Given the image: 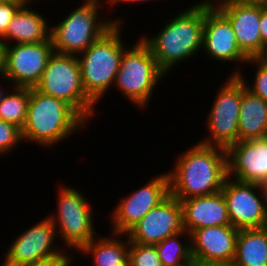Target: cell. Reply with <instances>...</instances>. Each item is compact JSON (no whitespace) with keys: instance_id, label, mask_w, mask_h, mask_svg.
Returning <instances> with one entry per match:
<instances>
[{"instance_id":"1","label":"cell","mask_w":267,"mask_h":266,"mask_svg":"<svg viewBox=\"0 0 267 266\" xmlns=\"http://www.w3.org/2000/svg\"><path fill=\"white\" fill-rule=\"evenodd\" d=\"M177 158L174 169L167 171L170 194L176 199L207 196L222 190L227 178L225 148L197 142Z\"/></svg>"},{"instance_id":"2","label":"cell","mask_w":267,"mask_h":266,"mask_svg":"<svg viewBox=\"0 0 267 266\" xmlns=\"http://www.w3.org/2000/svg\"><path fill=\"white\" fill-rule=\"evenodd\" d=\"M187 8L166 21L158 34L140 37L166 75L202 50L205 5L193 4Z\"/></svg>"},{"instance_id":"3","label":"cell","mask_w":267,"mask_h":266,"mask_svg":"<svg viewBox=\"0 0 267 266\" xmlns=\"http://www.w3.org/2000/svg\"><path fill=\"white\" fill-rule=\"evenodd\" d=\"M87 122L67 103L30 88L27 118L21 130L22 140L46 149L87 127ZM61 141V142H60Z\"/></svg>"},{"instance_id":"4","label":"cell","mask_w":267,"mask_h":266,"mask_svg":"<svg viewBox=\"0 0 267 266\" xmlns=\"http://www.w3.org/2000/svg\"><path fill=\"white\" fill-rule=\"evenodd\" d=\"M121 25L114 24L77 55L85 93L95 104L114 86L122 55L130 47L122 39Z\"/></svg>"},{"instance_id":"5","label":"cell","mask_w":267,"mask_h":266,"mask_svg":"<svg viewBox=\"0 0 267 266\" xmlns=\"http://www.w3.org/2000/svg\"><path fill=\"white\" fill-rule=\"evenodd\" d=\"M104 4L102 0H85L77 8L74 7L65 19L62 18L61 22L51 27L50 39L54 52L78 55L114 24H124L123 18L100 17V9L106 8Z\"/></svg>"},{"instance_id":"6","label":"cell","mask_w":267,"mask_h":266,"mask_svg":"<svg viewBox=\"0 0 267 266\" xmlns=\"http://www.w3.org/2000/svg\"><path fill=\"white\" fill-rule=\"evenodd\" d=\"M138 39L124 51L113 87H117L116 90L136 108L144 110L166 74L158 66L150 48Z\"/></svg>"},{"instance_id":"7","label":"cell","mask_w":267,"mask_h":266,"mask_svg":"<svg viewBox=\"0 0 267 266\" xmlns=\"http://www.w3.org/2000/svg\"><path fill=\"white\" fill-rule=\"evenodd\" d=\"M35 88L70 105L88 124L97 116L96 104L83 87L77 55L54 52Z\"/></svg>"},{"instance_id":"8","label":"cell","mask_w":267,"mask_h":266,"mask_svg":"<svg viewBox=\"0 0 267 266\" xmlns=\"http://www.w3.org/2000/svg\"><path fill=\"white\" fill-rule=\"evenodd\" d=\"M58 186L57 211L48 214L54 224L58 242L61 240L64 248L78 251L83 245L98 236L93 227L94 212L88 198L72 186ZM93 224V225H92Z\"/></svg>"},{"instance_id":"9","label":"cell","mask_w":267,"mask_h":266,"mask_svg":"<svg viewBox=\"0 0 267 266\" xmlns=\"http://www.w3.org/2000/svg\"><path fill=\"white\" fill-rule=\"evenodd\" d=\"M45 217L15 236L6 250L1 266L61 263L73 256L72 252L69 254L63 249V245L56 244L55 240L59 239L56 228L51 220Z\"/></svg>"},{"instance_id":"10","label":"cell","mask_w":267,"mask_h":266,"mask_svg":"<svg viewBox=\"0 0 267 266\" xmlns=\"http://www.w3.org/2000/svg\"><path fill=\"white\" fill-rule=\"evenodd\" d=\"M217 90L212 107L206 116L208 137L200 143L227 149L238 142V121L242 95V80L229 76Z\"/></svg>"},{"instance_id":"11","label":"cell","mask_w":267,"mask_h":266,"mask_svg":"<svg viewBox=\"0 0 267 266\" xmlns=\"http://www.w3.org/2000/svg\"><path fill=\"white\" fill-rule=\"evenodd\" d=\"M53 53L51 39L4 45V78L12 87H35Z\"/></svg>"},{"instance_id":"12","label":"cell","mask_w":267,"mask_h":266,"mask_svg":"<svg viewBox=\"0 0 267 266\" xmlns=\"http://www.w3.org/2000/svg\"><path fill=\"white\" fill-rule=\"evenodd\" d=\"M170 195L167 171L154 176L143 186L120 198V202L110 212L111 231L126 234L151 209Z\"/></svg>"},{"instance_id":"13","label":"cell","mask_w":267,"mask_h":266,"mask_svg":"<svg viewBox=\"0 0 267 266\" xmlns=\"http://www.w3.org/2000/svg\"><path fill=\"white\" fill-rule=\"evenodd\" d=\"M221 191L233 227H267V204L261 185L239 182L227 177Z\"/></svg>"},{"instance_id":"14","label":"cell","mask_w":267,"mask_h":266,"mask_svg":"<svg viewBox=\"0 0 267 266\" xmlns=\"http://www.w3.org/2000/svg\"><path fill=\"white\" fill-rule=\"evenodd\" d=\"M185 231L180 201L171 194L149 211L126 235L132 243L156 245Z\"/></svg>"},{"instance_id":"15","label":"cell","mask_w":267,"mask_h":266,"mask_svg":"<svg viewBox=\"0 0 267 266\" xmlns=\"http://www.w3.org/2000/svg\"><path fill=\"white\" fill-rule=\"evenodd\" d=\"M239 229L233 226L199 228L190 233L191 255L197 266L233 263Z\"/></svg>"},{"instance_id":"16","label":"cell","mask_w":267,"mask_h":266,"mask_svg":"<svg viewBox=\"0 0 267 266\" xmlns=\"http://www.w3.org/2000/svg\"><path fill=\"white\" fill-rule=\"evenodd\" d=\"M214 6L229 20L239 49L248 58H257L265 47L259 29L261 4L224 0Z\"/></svg>"},{"instance_id":"17","label":"cell","mask_w":267,"mask_h":266,"mask_svg":"<svg viewBox=\"0 0 267 266\" xmlns=\"http://www.w3.org/2000/svg\"><path fill=\"white\" fill-rule=\"evenodd\" d=\"M202 52L223 63L244 65L249 59L239 49L229 20L215 6L205 5Z\"/></svg>"},{"instance_id":"18","label":"cell","mask_w":267,"mask_h":266,"mask_svg":"<svg viewBox=\"0 0 267 266\" xmlns=\"http://www.w3.org/2000/svg\"><path fill=\"white\" fill-rule=\"evenodd\" d=\"M226 154L227 177L258 185L267 181V137L238 141Z\"/></svg>"},{"instance_id":"19","label":"cell","mask_w":267,"mask_h":266,"mask_svg":"<svg viewBox=\"0 0 267 266\" xmlns=\"http://www.w3.org/2000/svg\"><path fill=\"white\" fill-rule=\"evenodd\" d=\"M183 224L189 234L199 228L232 226L222 191L180 201Z\"/></svg>"},{"instance_id":"20","label":"cell","mask_w":267,"mask_h":266,"mask_svg":"<svg viewBox=\"0 0 267 266\" xmlns=\"http://www.w3.org/2000/svg\"><path fill=\"white\" fill-rule=\"evenodd\" d=\"M28 6H21L13 16L5 36L0 40L4 45L50 40V23L41 13Z\"/></svg>"},{"instance_id":"21","label":"cell","mask_w":267,"mask_h":266,"mask_svg":"<svg viewBox=\"0 0 267 266\" xmlns=\"http://www.w3.org/2000/svg\"><path fill=\"white\" fill-rule=\"evenodd\" d=\"M267 137V101L252 94L242 81L238 141Z\"/></svg>"},{"instance_id":"22","label":"cell","mask_w":267,"mask_h":266,"mask_svg":"<svg viewBox=\"0 0 267 266\" xmlns=\"http://www.w3.org/2000/svg\"><path fill=\"white\" fill-rule=\"evenodd\" d=\"M110 235L93 238L77 252L87 254L86 256L91 255L93 266H128L130 245L128 236L113 232ZM122 236L124 238L126 236L125 240Z\"/></svg>"},{"instance_id":"23","label":"cell","mask_w":267,"mask_h":266,"mask_svg":"<svg viewBox=\"0 0 267 266\" xmlns=\"http://www.w3.org/2000/svg\"><path fill=\"white\" fill-rule=\"evenodd\" d=\"M234 266H267V227L239 229Z\"/></svg>"},{"instance_id":"24","label":"cell","mask_w":267,"mask_h":266,"mask_svg":"<svg viewBox=\"0 0 267 266\" xmlns=\"http://www.w3.org/2000/svg\"><path fill=\"white\" fill-rule=\"evenodd\" d=\"M7 88L9 90L3 95L0 102V119L12 123L22 130L27 118L30 87L8 86Z\"/></svg>"},{"instance_id":"25","label":"cell","mask_w":267,"mask_h":266,"mask_svg":"<svg viewBox=\"0 0 267 266\" xmlns=\"http://www.w3.org/2000/svg\"><path fill=\"white\" fill-rule=\"evenodd\" d=\"M183 237L185 240L181 241ZM155 247L162 266H184L193 262L190 234L186 231L167 237Z\"/></svg>"},{"instance_id":"26","label":"cell","mask_w":267,"mask_h":266,"mask_svg":"<svg viewBox=\"0 0 267 266\" xmlns=\"http://www.w3.org/2000/svg\"><path fill=\"white\" fill-rule=\"evenodd\" d=\"M246 65H253L255 67L254 78H252V83H247L243 72L237 67L230 76H238L245 84L246 89H248L252 94L262 98L264 101H267V67L261 63L257 58H249L245 63ZM255 65V66H254ZM251 84V85H250Z\"/></svg>"},{"instance_id":"27","label":"cell","mask_w":267,"mask_h":266,"mask_svg":"<svg viewBox=\"0 0 267 266\" xmlns=\"http://www.w3.org/2000/svg\"><path fill=\"white\" fill-rule=\"evenodd\" d=\"M128 266H162L155 245L130 242Z\"/></svg>"},{"instance_id":"28","label":"cell","mask_w":267,"mask_h":266,"mask_svg":"<svg viewBox=\"0 0 267 266\" xmlns=\"http://www.w3.org/2000/svg\"><path fill=\"white\" fill-rule=\"evenodd\" d=\"M21 129L16 125L0 119V156L10 154L22 143Z\"/></svg>"},{"instance_id":"29","label":"cell","mask_w":267,"mask_h":266,"mask_svg":"<svg viewBox=\"0 0 267 266\" xmlns=\"http://www.w3.org/2000/svg\"><path fill=\"white\" fill-rule=\"evenodd\" d=\"M21 4L0 1V40L5 36L7 27Z\"/></svg>"},{"instance_id":"30","label":"cell","mask_w":267,"mask_h":266,"mask_svg":"<svg viewBox=\"0 0 267 266\" xmlns=\"http://www.w3.org/2000/svg\"><path fill=\"white\" fill-rule=\"evenodd\" d=\"M260 35L264 46H267V5H261Z\"/></svg>"},{"instance_id":"31","label":"cell","mask_w":267,"mask_h":266,"mask_svg":"<svg viewBox=\"0 0 267 266\" xmlns=\"http://www.w3.org/2000/svg\"><path fill=\"white\" fill-rule=\"evenodd\" d=\"M147 2V1H149V2H151V1H153V0H106V2L108 3V5L110 6V8H114V7H116V5H120L121 3L123 4H125V3H127V4H130V3H132V4H135V3H143V2Z\"/></svg>"},{"instance_id":"32","label":"cell","mask_w":267,"mask_h":266,"mask_svg":"<svg viewBox=\"0 0 267 266\" xmlns=\"http://www.w3.org/2000/svg\"><path fill=\"white\" fill-rule=\"evenodd\" d=\"M0 78L6 82L4 78V44L0 41Z\"/></svg>"},{"instance_id":"33","label":"cell","mask_w":267,"mask_h":266,"mask_svg":"<svg viewBox=\"0 0 267 266\" xmlns=\"http://www.w3.org/2000/svg\"><path fill=\"white\" fill-rule=\"evenodd\" d=\"M257 59L267 67V46L264 47Z\"/></svg>"},{"instance_id":"34","label":"cell","mask_w":267,"mask_h":266,"mask_svg":"<svg viewBox=\"0 0 267 266\" xmlns=\"http://www.w3.org/2000/svg\"><path fill=\"white\" fill-rule=\"evenodd\" d=\"M224 0H202L200 2H196V4H203V5H210V6H214L219 2H222Z\"/></svg>"},{"instance_id":"35","label":"cell","mask_w":267,"mask_h":266,"mask_svg":"<svg viewBox=\"0 0 267 266\" xmlns=\"http://www.w3.org/2000/svg\"><path fill=\"white\" fill-rule=\"evenodd\" d=\"M246 3H256L261 5H267V0H239Z\"/></svg>"},{"instance_id":"36","label":"cell","mask_w":267,"mask_h":266,"mask_svg":"<svg viewBox=\"0 0 267 266\" xmlns=\"http://www.w3.org/2000/svg\"><path fill=\"white\" fill-rule=\"evenodd\" d=\"M58 263H38V264H22V265H16V266H54Z\"/></svg>"},{"instance_id":"37","label":"cell","mask_w":267,"mask_h":266,"mask_svg":"<svg viewBox=\"0 0 267 266\" xmlns=\"http://www.w3.org/2000/svg\"><path fill=\"white\" fill-rule=\"evenodd\" d=\"M71 261L73 262V256L61 263L55 264L54 266H70L72 264Z\"/></svg>"},{"instance_id":"38","label":"cell","mask_w":267,"mask_h":266,"mask_svg":"<svg viewBox=\"0 0 267 266\" xmlns=\"http://www.w3.org/2000/svg\"><path fill=\"white\" fill-rule=\"evenodd\" d=\"M1 2H11L21 4L22 6L27 5L23 0H0Z\"/></svg>"},{"instance_id":"39","label":"cell","mask_w":267,"mask_h":266,"mask_svg":"<svg viewBox=\"0 0 267 266\" xmlns=\"http://www.w3.org/2000/svg\"><path fill=\"white\" fill-rule=\"evenodd\" d=\"M262 190H263V193H264V196H265V199H266V204H267V181H265L262 185Z\"/></svg>"},{"instance_id":"40","label":"cell","mask_w":267,"mask_h":266,"mask_svg":"<svg viewBox=\"0 0 267 266\" xmlns=\"http://www.w3.org/2000/svg\"><path fill=\"white\" fill-rule=\"evenodd\" d=\"M2 85V82H1V84H0V102H1V100H2V98H3V95L6 93V89H5V91L3 90L4 88H3V86H1Z\"/></svg>"},{"instance_id":"41","label":"cell","mask_w":267,"mask_h":266,"mask_svg":"<svg viewBox=\"0 0 267 266\" xmlns=\"http://www.w3.org/2000/svg\"><path fill=\"white\" fill-rule=\"evenodd\" d=\"M209 266H234V265L232 263H229V264H214Z\"/></svg>"},{"instance_id":"42","label":"cell","mask_w":267,"mask_h":266,"mask_svg":"<svg viewBox=\"0 0 267 266\" xmlns=\"http://www.w3.org/2000/svg\"><path fill=\"white\" fill-rule=\"evenodd\" d=\"M27 5H31L32 3L34 4L33 0H23ZM37 1V0H34ZM42 1V0H40ZM31 2V3H30Z\"/></svg>"},{"instance_id":"43","label":"cell","mask_w":267,"mask_h":266,"mask_svg":"<svg viewBox=\"0 0 267 266\" xmlns=\"http://www.w3.org/2000/svg\"><path fill=\"white\" fill-rule=\"evenodd\" d=\"M184 266H197L194 262H191V263H189V264H186V265H184Z\"/></svg>"}]
</instances>
